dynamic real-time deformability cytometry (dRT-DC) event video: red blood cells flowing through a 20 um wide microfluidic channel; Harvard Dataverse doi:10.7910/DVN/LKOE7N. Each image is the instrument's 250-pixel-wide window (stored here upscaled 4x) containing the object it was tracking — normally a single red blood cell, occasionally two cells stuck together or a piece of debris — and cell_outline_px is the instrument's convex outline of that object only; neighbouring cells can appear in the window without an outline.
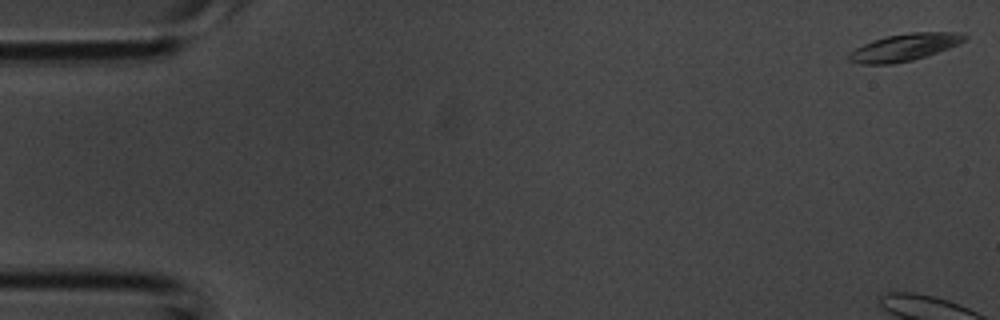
{"species": "common noctule bat (a hibernating species)", "species_latin": "Nyctalus noctula", "temperature_condition": "room temperature", "stored_images_in_passage": 13, "camera_frame_rate_fps": 3000, "um_per_image_px": 0.085, "animal": {"sex": "male", "body_mass_g": 20.1, "forearm_length_mm": 53.5}, "frame": {"image": 1, "passage_image": 1, "time_ms": 0.0, "image_size_px": [1000, 320], "cell_outline_px": [[968, 36], [964, 40], [948, 48], [912, 60], [892, 64], [860, 64], [848, 60], [848, 52], [872, 40], [888, 36], [912, 32], [964, 32]], "centroid_in_image_um": [76.85, 4.01], "position_along_channel_um": 8.2, "area_um2": 18.09}}